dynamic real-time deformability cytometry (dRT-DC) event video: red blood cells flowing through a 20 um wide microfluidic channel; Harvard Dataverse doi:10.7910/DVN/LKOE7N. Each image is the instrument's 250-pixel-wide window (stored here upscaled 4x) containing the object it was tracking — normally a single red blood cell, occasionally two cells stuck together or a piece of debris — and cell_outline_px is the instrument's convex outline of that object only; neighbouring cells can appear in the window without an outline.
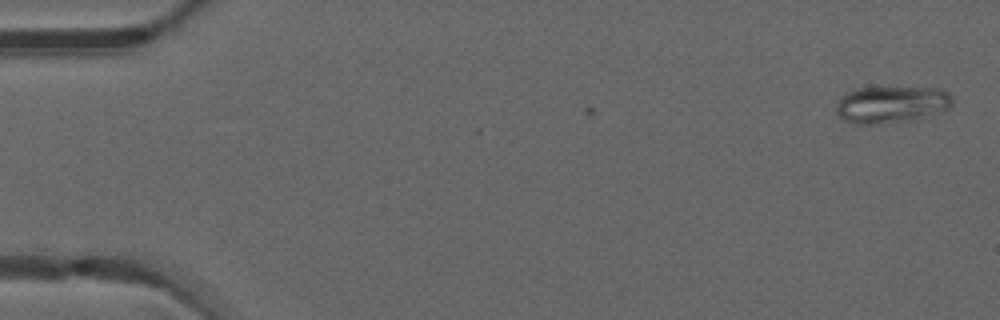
{"species": "common noctule bat (a hibernating species)", "species_latin": "Nyctalus noctula", "temperature_condition": "warm", "stored_images_in_passage": 4, "camera_frame_rate_fps": 3000, "um_per_image_px": 0.085, "animal": {"sex": "male", "forearm_length_mm": 52.5}, "frame": {"image": 1, "passage_image": 4, "time_ms": 1.0, "image_size_px": [1000, 320], "cell_outline_px": [[952, 108], [916, 120], [872, 124], [852, 124], [844, 120], [836, 112], [836, 104], [840, 96], [844, 92], [856, 88], [880, 84], [944, 88], [952, 96]], "centroid_in_image_um": [75.78, 8.81], "position_along_channel_um": 9.2, "area_um2": 26.7}}